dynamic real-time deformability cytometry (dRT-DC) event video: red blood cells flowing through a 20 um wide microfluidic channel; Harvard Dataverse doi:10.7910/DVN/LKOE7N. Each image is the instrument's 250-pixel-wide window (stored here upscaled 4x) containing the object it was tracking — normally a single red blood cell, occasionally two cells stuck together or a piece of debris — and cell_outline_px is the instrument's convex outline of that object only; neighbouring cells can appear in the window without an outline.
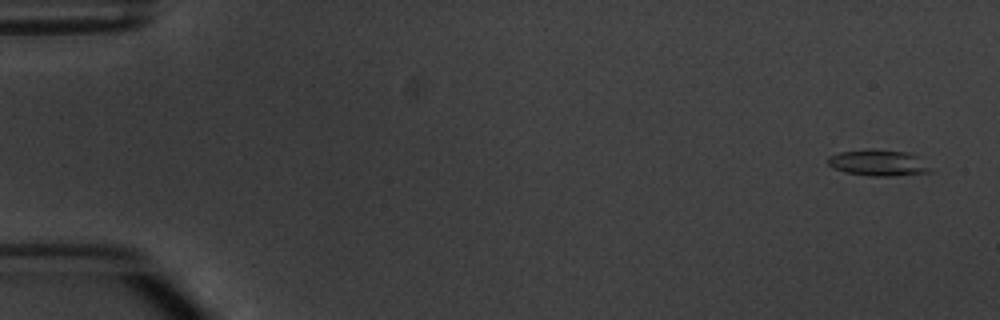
{"species": "common noctule bat (a hibernating species)", "species_latin": "Nyctalus noctula", "temperature_condition": "warm", "stored_images_in_passage": 4, "camera_frame_rate_fps": 3000, "um_per_image_px": 0.085, "animal": {"sex": "male", "body_mass_g": 20.1, "forearm_length_mm": 53.5}, "frame": {"image": 1, "passage_image": 1, "time_ms": 0.0, "image_size_px": [1000, 320], "cell_outline_px": [[932, 172], [892, 176], [868, 176], [844, 172], [828, 164], [828, 156], [840, 152], [904, 152], [916, 156]], "centroid_in_image_um": [74.62, 13.9], "position_along_channel_um": 10.4, "area_um2": 14.45}}
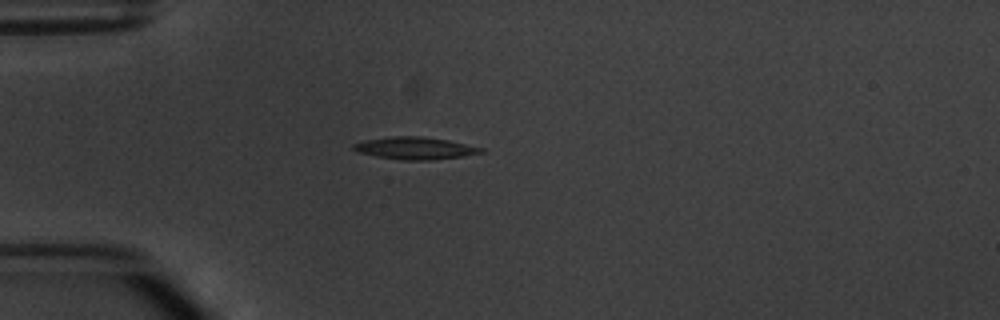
{"frame": {"image": 2, "passage_image": 4, "time_ms": 4.333, "image_size_px": [1000, 320], "cell_outline_px": [[484, 152], [464, 156], [432, 160], [400, 160], [376, 156], [360, 152], [352, 148], [352, 144], [364, 140], [392, 136], [420, 136], [448, 140], [484, 148]], "centroid_in_image_um": [35.29, 12.59], "position_along_channel_um": 49.7, "area_um2": 16.53}}